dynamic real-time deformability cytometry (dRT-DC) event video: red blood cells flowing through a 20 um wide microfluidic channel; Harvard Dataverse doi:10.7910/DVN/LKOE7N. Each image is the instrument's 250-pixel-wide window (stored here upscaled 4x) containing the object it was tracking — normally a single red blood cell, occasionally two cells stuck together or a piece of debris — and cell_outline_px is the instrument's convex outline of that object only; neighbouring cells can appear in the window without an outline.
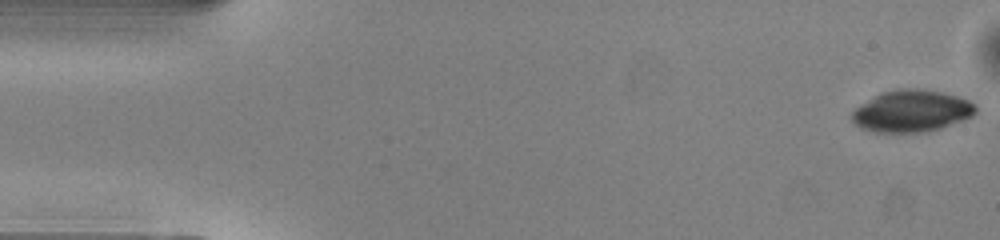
{"species": "common noctule bat (a hibernating species)", "species_latin": "Nyctalus noctula", "temperature_condition": "warm", "stored_images_in_passage": 49, "camera_frame_rate_fps": 3000, "um_per_image_px": 0.085, "animal": {"sex": "male", "body_mass_g": 13.0, "forearm_length_mm": 53.1}, "frame": {"image": 1, "passage_image": 1, "time_ms": 0.0, "image_size_px": [1000, 240], "cell_outline_px": [[976, 112], [972, 116], [940, 128], [924, 132], [872, 132], [860, 128], [852, 120], [852, 112], [860, 104], [880, 92], [900, 88], [920, 88], [940, 92], [956, 96], [968, 100], [976, 104]], "centroid_in_image_um": [77.46, 9.43], "position_along_channel_um": 7.5, "area_um2": 30.17}}
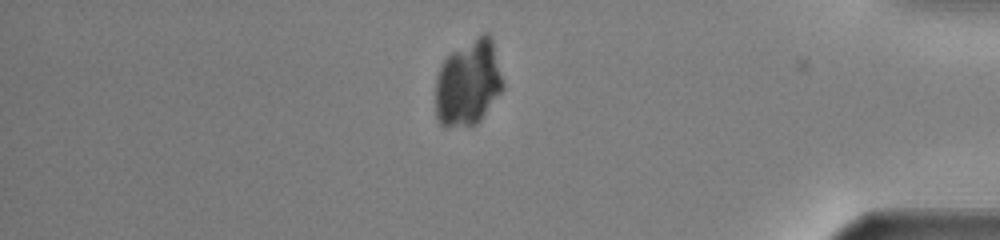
{"frame": {"image": 2, "passage_image": 42, "time_ms": 13.667, "image_size_px": [1000, 240], "cell_outline_px": [[504, 88], [480, 120], [472, 128], [444, 128], [440, 124], [436, 116], [436, 76], [440, 64], [452, 52], [484, 32], [488, 32], [492, 40], [504, 80]], "centroid_in_image_um": [39.8, 7.1], "position_along_channel_um": 395.4, "area_um2": 34.28}}
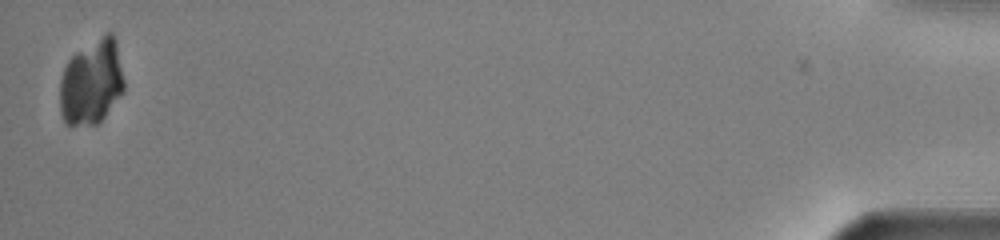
{"frame": {"image": 3, "passage_image": 49, "time_ms": 16.0, "image_size_px": [1000, 240], "cell_outline_px": [[124, 92], [104, 116], [96, 124], [64, 124], [60, 112], [60, 76], [68, 60], [76, 52], [104, 32], [112, 32], [116, 40], [124, 80]], "centroid_in_image_um": [7.78, 6.95], "position_along_channel_um": 427.4, "area_um2": 32.02}}